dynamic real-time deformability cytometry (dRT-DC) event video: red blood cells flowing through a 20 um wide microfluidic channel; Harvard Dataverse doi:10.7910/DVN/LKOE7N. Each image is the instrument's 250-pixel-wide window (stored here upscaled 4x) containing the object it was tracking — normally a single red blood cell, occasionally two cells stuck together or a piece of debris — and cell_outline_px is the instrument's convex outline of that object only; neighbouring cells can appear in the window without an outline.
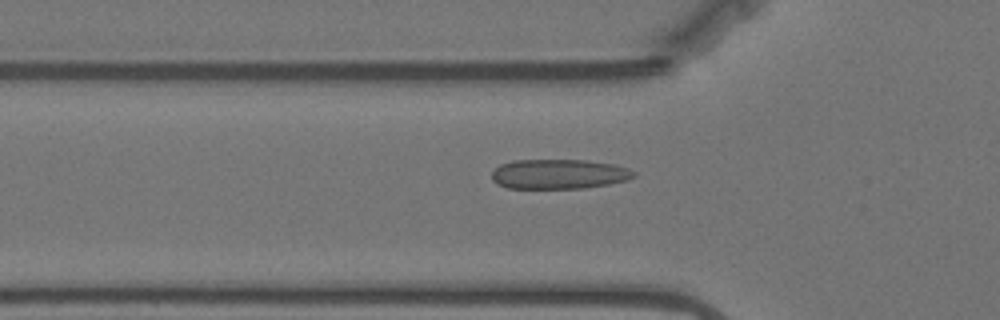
{"species": "Egyptian fruit bat (a non-hibernating species)", "species_latin": "Rousettus aegyptiacus", "temperature_condition": "warm", "stored_images_in_passage": 40, "camera_frame_rate_fps": 3000, "um_per_image_px": 0.085, "animal": {"sex": "female"}, "frame": {"image": 1, "passage_image": 8, "time_ms": 2.333, "image_size_px": [1000, 320], "cell_outline_px": [[636, 176], [628, 180], [608, 184], [584, 188], [508, 188], [496, 184], [492, 180], [492, 172], [500, 164], [512, 160], [584, 160], [612, 164], [628, 168], [636, 172]], "centroid_in_image_um": [47.5, 14.79], "position_along_channel_um": 78.3, "area_um2": 24.68}}
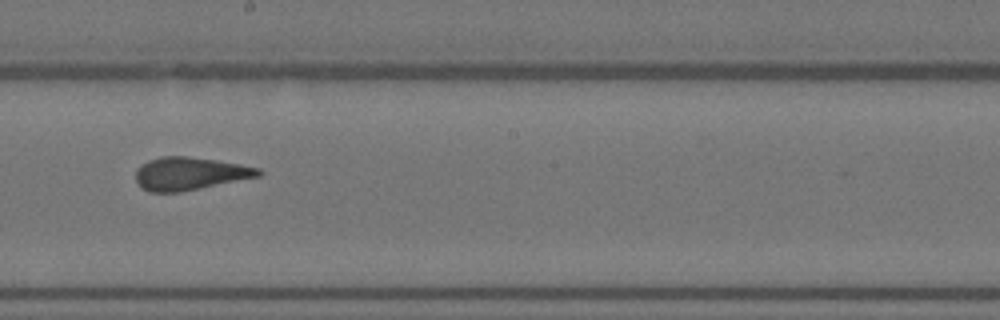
{"frame": {"image": 2, "passage_image": 21, "time_ms": 6.667, "image_size_px": [1000, 320], "cell_outline_px": [[264, 172], [260, 176], [180, 192], [148, 192], [140, 188], [136, 180], [136, 172], [148, 160], [160, 156], [188, 156], [216, 160], [240, 164], [260, 168]], "centroid_in_image_um": [16.14, 14.76], "position_along_channel_um": 232.1, "area_um2": 23.47}}
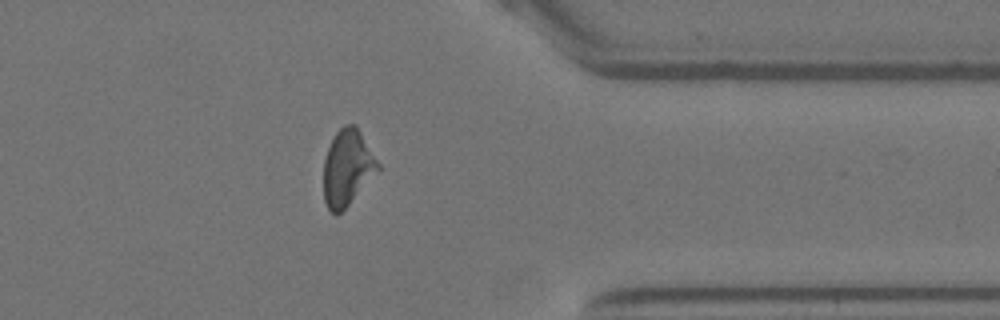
{"frame": {"image": 3, "passage_image": 35, "time_ms": 11.333, "image_size_px": [1000, 320], "cell_outline_px": [[380, 168], [348, 204], [336, 216], [328, 208], [324, 200], [324, 160], [328, 148], [336, 132], [344, 124], [356, 124], [380, 164]], "centroid_in_image_um": [29.52, 14.22], "position_along_channel_um": 381.9, "area_um2": 23.7}, "authors_computed_cell_mechanics": {"area_um2": 23.7558, "velocity_mm_per_s": 3.5243, "shape_relaxation_time_tau1_ms": 6.5696, "shape_relaxation_time_tau2_ms": 1.3944, "deformation_change_tau1": 0.1662, "deformation_change_tau2": 0.0913}}